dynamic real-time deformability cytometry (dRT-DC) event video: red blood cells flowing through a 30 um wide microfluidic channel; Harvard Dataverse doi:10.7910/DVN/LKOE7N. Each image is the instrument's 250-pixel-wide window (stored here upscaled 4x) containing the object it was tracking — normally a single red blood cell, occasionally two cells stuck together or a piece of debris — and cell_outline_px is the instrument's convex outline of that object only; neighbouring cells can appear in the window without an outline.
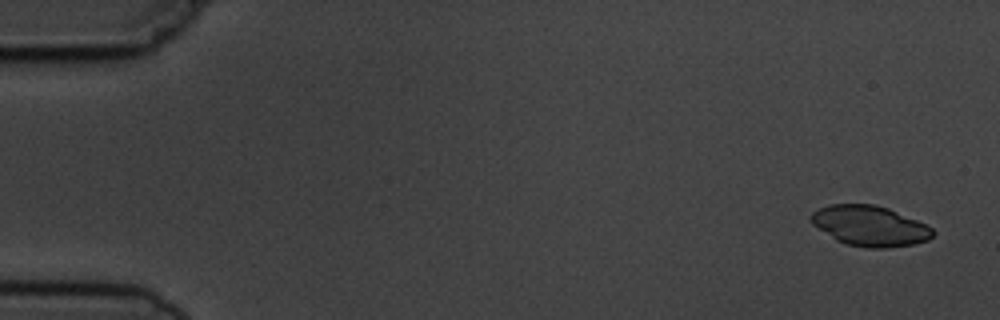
{"species": "common noctule bat (a hibernating species)", "species_latin": "Nyctalus noctula", "temperature_condition": "cold", "stored_images_in_passage": 5, "camera_frame_rate_fps": 3000, "um_per_image_px": 0.085, "animal": {"sex": "male", "body_mass_g": 19.5, "forearm_length_mm": 54.6}, "frame": {"image": 1, "passage_image": 1, "time_ms": 0.0, "image_size_px": [1000, 320], "cell_outline_px": [[936, 232], [928, 240], [916, 244], [884, 248], [868, 248], [848, 244], [836, 240], [812, 224], [808, 216], [812, 212], [828, 204], [876, 204], [888, 208], [916, 220], [932, 228]], "centroid_in_image_um": [73.92, 19.2], "position_along_channel_um": 11.1, "area_um2": 28.61}}